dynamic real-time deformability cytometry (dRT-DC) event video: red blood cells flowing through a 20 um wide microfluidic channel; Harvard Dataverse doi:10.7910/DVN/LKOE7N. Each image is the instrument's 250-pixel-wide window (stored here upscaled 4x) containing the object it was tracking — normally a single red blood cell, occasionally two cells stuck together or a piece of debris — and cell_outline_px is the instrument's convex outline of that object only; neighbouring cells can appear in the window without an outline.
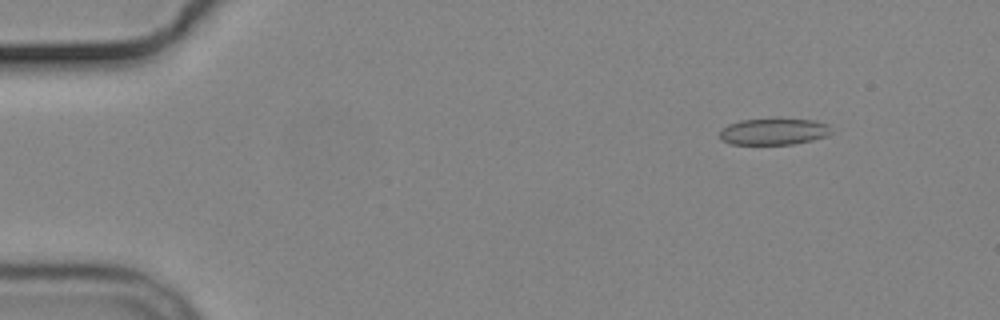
{"species": "common noctule bat (a hibernating species)", "species_latin": "Nyctalus noctula", "temperature_condition": "cold", "stored_images_in_passage": 5, "camera_frame_rate_fps": 3000, "um_per_image_px": 0.085, "animal": {"sex": "male", "body_mass_g": 19.2, "forearm_length_mm": 51.8}, "frame": {"image": 1, "passage_image": 2, "time_ms": 2.0, "image_size_px": [1000, 320], "cell_outline_px": [[832, 132], [828, 136], [812, 140], [792, 144], [732, 144], [720, 140], [720, 132], [728, 124], [740, 120], [772, 116], [816, 120], [828, 124]], "centroid_in_image_um": [65.79, 11.13], "position_along_channel_um": 19.2, "area_um2": 18.03}}
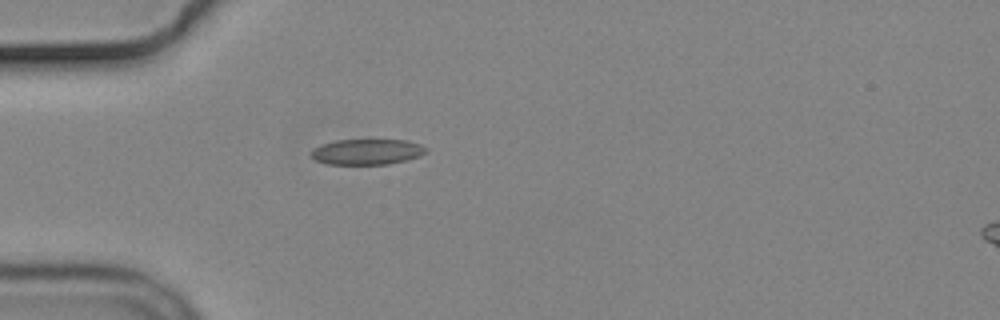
{"frame": {"image": 2, "passage_image": 5, "time_ms": 5.333, "image_size_px": [1000, 320], "cell_outline_px": [[428, 152], [420, 156], [388, 164], [324, 164], [316, 160], [312, 156], [312, 148], [320, 144], [336, 140], [408, 140], [420, 144], [428, 148]], "centroid_in_image_um": [31.2, 12.9], "position_along_channel_um": 53.8, "area_um2": 17.22}}